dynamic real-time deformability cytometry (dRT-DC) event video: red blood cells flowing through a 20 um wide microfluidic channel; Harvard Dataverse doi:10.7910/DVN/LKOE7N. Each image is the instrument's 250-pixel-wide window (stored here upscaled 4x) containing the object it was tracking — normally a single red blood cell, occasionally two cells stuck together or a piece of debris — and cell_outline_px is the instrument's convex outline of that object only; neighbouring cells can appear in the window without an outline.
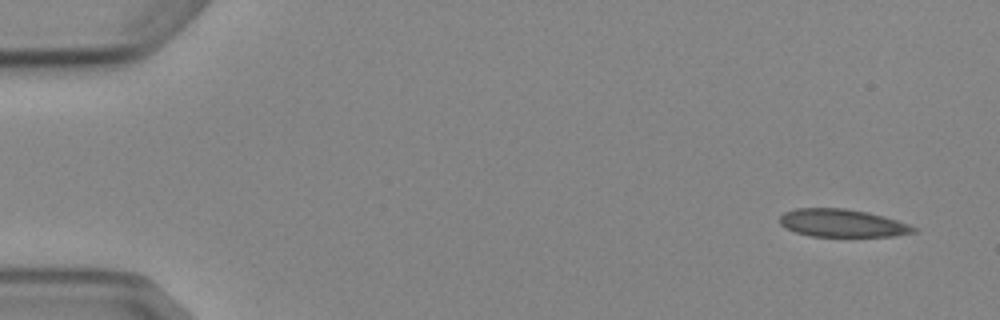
{"species": "Egyptian fruit bat (a non-hibernating species)", "species_latin": "Rousettus aegyptiacus", "temperature_condition": "cold", "stored_images_in_passage": 5, "camera_frame_rate_fps": 3000, "um_per_image_px": 0.085, "animal": {"sex": "female"}, "frame": {"image": 1, "passage_image": 1, "time_ms": 0.0, "image_size_px": [1000, 320], "cell_outline_px": [[916, 232], [892, 236], [812, 236], [796, 232], [780, 224], [780, 216], [784, 212], [796, 208], [844, 208], [868, 212], [884, 216], [908, 224], [916, 228]], "centroid_in_image_um": [71.59, 18.95], "position_along_channel_um": 13.4, "area_um2": 21.5}}
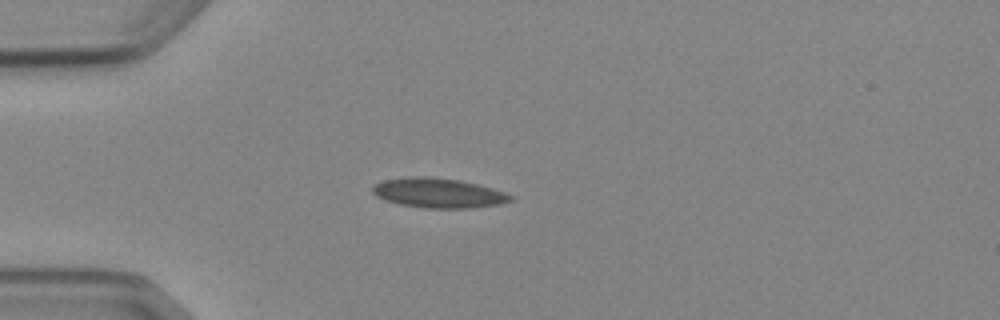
{"frame": {"image": 2, "passage_image": 4, "time_ms": 3.667, "image_size_px": [1000, 320], "cell_outline_px": [[516, 196], [512, 200], [500, 204], [472, 208], [424, 208], [400, 204], [384, 200], [376, 196], [372, 192], [372, 188], [376, 184], [384, 180], [408, 176], [424, 176], [460, 180], [492, 188]], "centroid_in_image_um": [37.27, 16.4], "position_along_channel_um": 47.7, "area_um2": 23.93}}